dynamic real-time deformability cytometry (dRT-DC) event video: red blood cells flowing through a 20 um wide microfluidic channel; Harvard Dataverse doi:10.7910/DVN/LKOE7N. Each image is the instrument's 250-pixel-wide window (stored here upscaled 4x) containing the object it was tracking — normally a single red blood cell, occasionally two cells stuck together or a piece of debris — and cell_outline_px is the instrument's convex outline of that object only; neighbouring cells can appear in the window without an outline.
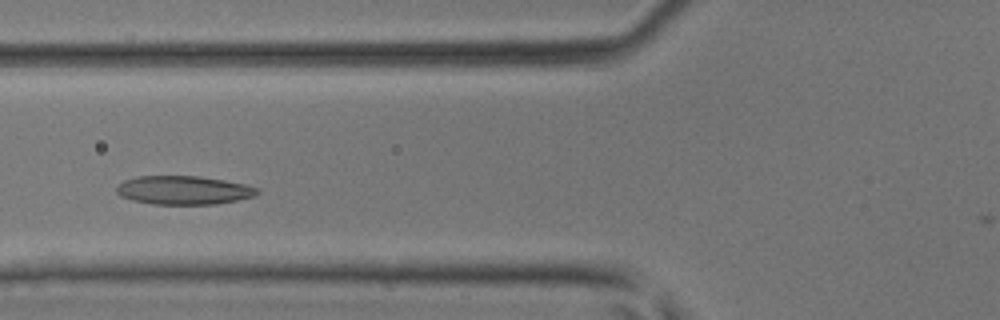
{"species": "common noctule bat (a hibernating species)", "species_latin": "Nyctalus noctula", "temperature_condition": "room temperature", "stored_images_in_passage": 36, "camera_frame_rate_fps": 3000, "um_per_image_px": 0.085, "animal": {"sex": "male", "body_mass_g": 17.9, "forearm_length_mm": 54.2}, "frame": {"image": 1, "passage_image": 7, "time_ms": 2.0, "image_size_px": [1000, 320], "cell_outline_px": [[260, 192], [256, 196], [216, 204], [152, 204], [132, 200], [120, 196], [116, 192], [116, 188], [124, 180], [136, 176], [200, 176], [248, 184], [260, 188]], "centroid_in_image_um": [15.65, 16.16], "position_along_channel_um": 110.2, "area_um2": 23.7}}
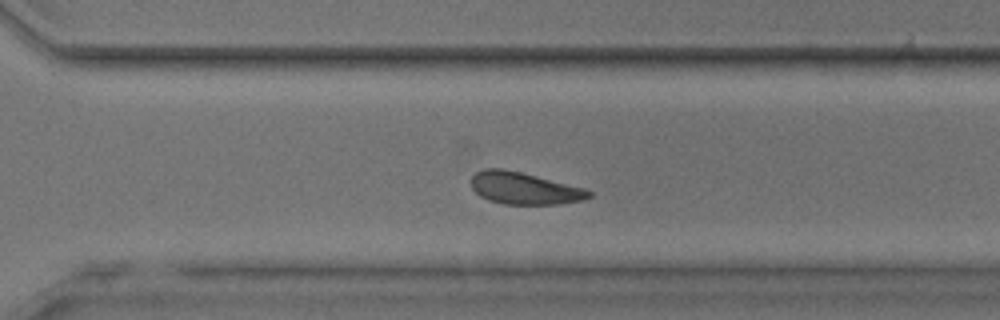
{"frame": {"image": 2, "passage_image": 22, "time_ms": 7.0, "image_size_px": [1000, 320], "cell_outline_px": [[592, 196], [580, 200], [560, 204], [504, 204], [488, 200], [480, 196], [472, 188], [468, 180], [476, 172], [484, 168], [500, 168], [520, 172], [584, 188], [592, 192]], "centroid_in_image_um": [44.5, 16.0], "position_along_channel_um": 326.1, "area_um2": 21.91}}
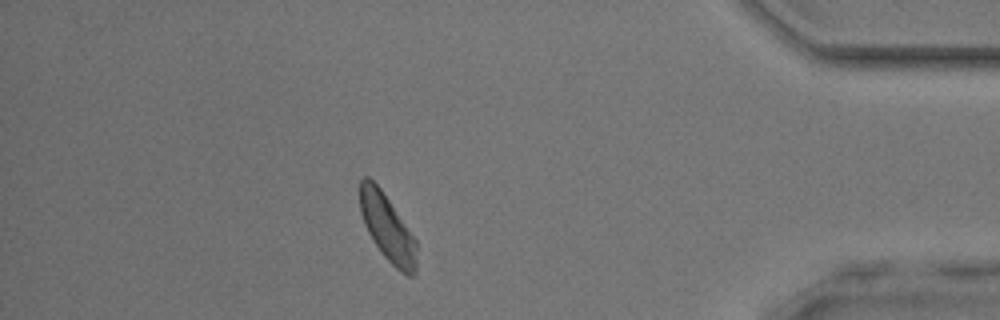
{"frame": {"image": 3, "passage_image": 30, "time_ms": 9.667, "image_size_px": [1000, 320], "cell_outline_px": [[416, 272], [412, 276], [408, 276], [400, 272], [384, 256], [372, 240], [364, 224], [360, 212], [360, 180], [364, 176], [368, 176], [380, 188], [416, 240]], "centroid_in_image_um": [32.91, 19.38], "position_along_channel_um": 402.3, "area_um2": 21.79}}